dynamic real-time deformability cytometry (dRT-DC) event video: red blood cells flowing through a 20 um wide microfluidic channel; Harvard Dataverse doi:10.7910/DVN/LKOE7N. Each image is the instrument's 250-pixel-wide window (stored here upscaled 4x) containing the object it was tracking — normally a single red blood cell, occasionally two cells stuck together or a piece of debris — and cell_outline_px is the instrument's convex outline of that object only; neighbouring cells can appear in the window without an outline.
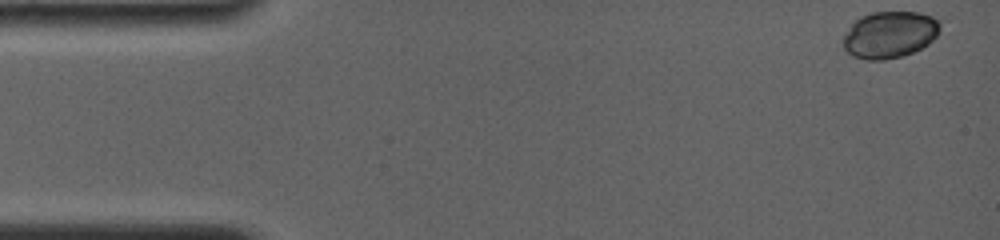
{"species": "common noctule bat (a hibernating species)", "species_latin": "Nyctalus noctula", "temperature_condition": "room temperature", "stored_images_in_passage": 40, "camera_frame_rate_fps": 4000, "um_per_image_px": 0.085, "animal": {"sex": "female", "body_mass_g": 19.0, "forearm_length_mm": 56.7}, "frame": {"image": 1, "passage_image": 1, "time_ms": 0.0, "image_size_px": [1000, 240], "cell_outline_px": [[940, 32], [928, 44], [912, 52], [900, 56], [884, 60], [864, 60], [852, 56], [844, 48], [840, 40], [852, 24], [860, 16], [872, 12], [920, 12], [932, 16], [940, 24]], "centroid_in_image_um": [75.59, 2.94], "position_along_channel_um": 9.4, "area_um2": 26.53}}
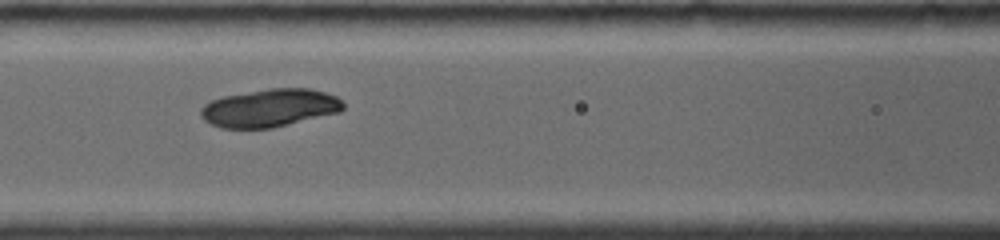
{"frame": {"image": 2, "passage_image": 23, "time_ms": 6.5, "image_size_px": [1000, 240], "cell_outline_px": [[344, 108], [340, 112], [272, 128], [224, 128], [212, 124], [204, 120], [200, 116], [200, 108], [204, 104], [212, 100], [224, 96], [268, 88], [308, 88], [324, 92], [336, 96], [344, 104]], "centroid_in_image_um": [22.92, 9.17], "position_along_channel_um": 143.7, "area_um2": 31.44}}
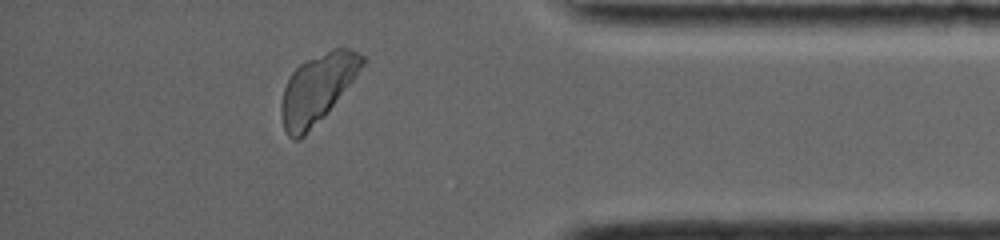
{"frame": {"image": 3, "passage_image": 38, "time_ms": 13.75, "image_size_px": [1000, 240], "cell_outline_px": [[364, 64], [352, 80], [332, 104], [304, 136], [300, 140], [292, 140], [288, 136], [284, 128], [280, 112], [280, 104], [284, 88], [292, 72], [300, 64], [332, 48], [348, 48], [364, 56]], "centroid_in_image_um": [26.91, 7.53], "position_along_channel_um": 408.3, "area_um2": 31.33}}